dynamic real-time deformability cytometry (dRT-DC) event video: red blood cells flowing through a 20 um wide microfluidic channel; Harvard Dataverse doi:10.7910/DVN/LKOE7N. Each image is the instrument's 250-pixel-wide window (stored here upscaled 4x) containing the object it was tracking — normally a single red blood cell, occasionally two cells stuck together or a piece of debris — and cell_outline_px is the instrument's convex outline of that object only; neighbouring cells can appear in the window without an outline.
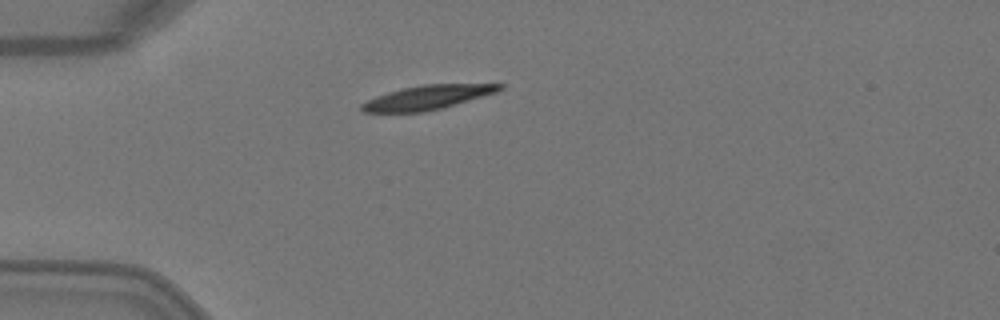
{"species": "Egyptian fruit bat (a non-hibernating species)", "species_latin": "Rousettus aegyptiacus", "temperature_condition": "warm", "stored_images_in_passage": 1, "camera_frame_rate_fps": 3000, "um_per_image_px": 0.085, "animal": {"sex": "female"}, "frame": {"image": 1, "passage_image": 1, "time_ms": 0.0, "image_size_px": [1000, 320], "cell_outline_px": [[504, 88], [496, 92], [444, 108], [424, 112], [360, 112], [360, 104], [376, 96], [388, 92], [404, 88], [424, 84], [504, 84]], "centroid_in_image_um": [36.32, 8.29], "position_along_channel_um": 48.7, "area_um2": 19.36}}